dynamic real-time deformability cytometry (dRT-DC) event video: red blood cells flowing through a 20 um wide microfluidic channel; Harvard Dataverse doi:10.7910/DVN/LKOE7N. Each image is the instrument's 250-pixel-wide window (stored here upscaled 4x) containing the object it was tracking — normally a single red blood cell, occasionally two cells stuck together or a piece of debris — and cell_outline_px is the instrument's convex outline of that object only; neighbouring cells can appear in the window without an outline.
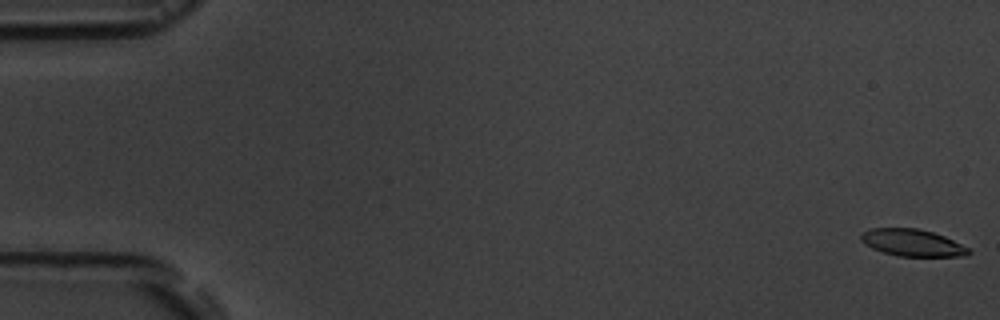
{"species": "common noctule bat (a hibernating species)", "species_latin": "Nyctalus noctula", "temperature_condition": "room temperature", "stored_images_in_passage": 56, "camera_frame_rate_fps": 3000, "um_per_image_px": 0.085, "animal": {"sex": "male", "body_mass_g": 19.5, "forearm_length_mm": 54.6}, "frame": {"image": 1, "passage_image": 1, "time_ms": 0.0, "image_size_px": [1000, 320], "cell_outline_px": [[972, 252], [968, 256], [896, 256], [872, 248], [860, 240], [860, 232], [868, 228], [920, 228], [944, 236], [968, 248]], "centroid_in_image_um": [77.52, 20.62], "position_along_channel_um": 7.5, "area_um2": 16.99}}
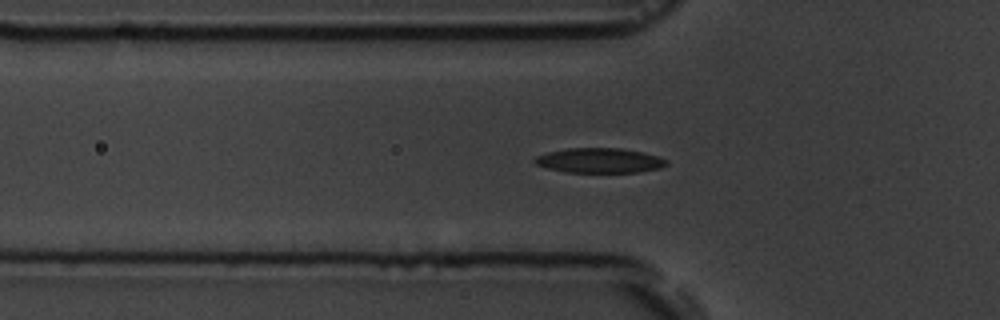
{"frame": {"image": 2, "passage_image": 19, "time_ms": 6.0, "image_size_px": [1000, 320], "cell_outline_px": [[668, 164], [660, 168], [636, 172], [564, 172], [548, 168], [536, 164], [532, 160], [536, 156], [548, 152], [568, 148], [620, 148], [640, 152], [656, 156], [668, 160]], "centroid_in_image_um": [50.93, 13.64], "position_along_channel_um": 74.9, "area_um2": 18.9}}
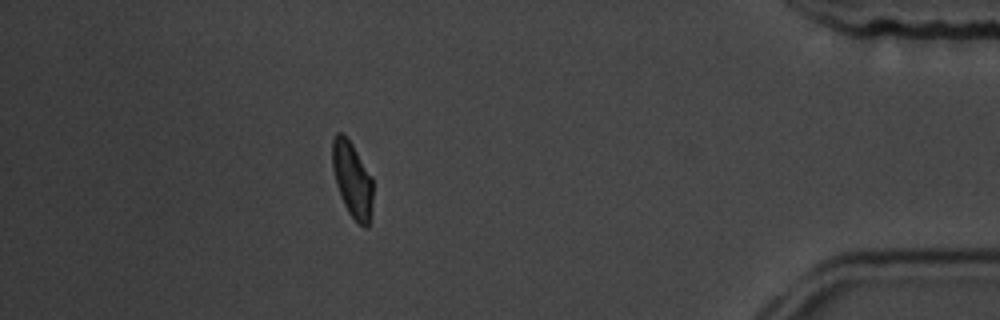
{"frame": {"image": 3, "passage_image": 50, "time_ms": 16.333, "image_size_px": [1000, 320], "cell_outline_px": [[372, 200], [368, 228], [364, 228], [348, 212], [340, 196], [336, 184], [332, 168], [332, 140], [336, 132], [344, 132], [352, 144], [372, 176]], "centroid_in_image_um": [29.92, 15.22], "position_along_channel_um": 405.3, "area_um2": 17.92}, "authors_computed_cell_mechanics": {"area_um2": 18.4093, "velocity_mm_per_s": 3.6568, "shape_relaxation_time_tau1_ms": 2.5575, "shape_relaxation_time_tau2_ms": 3.6739, "deformation_change_tau1": 0.125, "deformation_change_tau2": 0.0829}}